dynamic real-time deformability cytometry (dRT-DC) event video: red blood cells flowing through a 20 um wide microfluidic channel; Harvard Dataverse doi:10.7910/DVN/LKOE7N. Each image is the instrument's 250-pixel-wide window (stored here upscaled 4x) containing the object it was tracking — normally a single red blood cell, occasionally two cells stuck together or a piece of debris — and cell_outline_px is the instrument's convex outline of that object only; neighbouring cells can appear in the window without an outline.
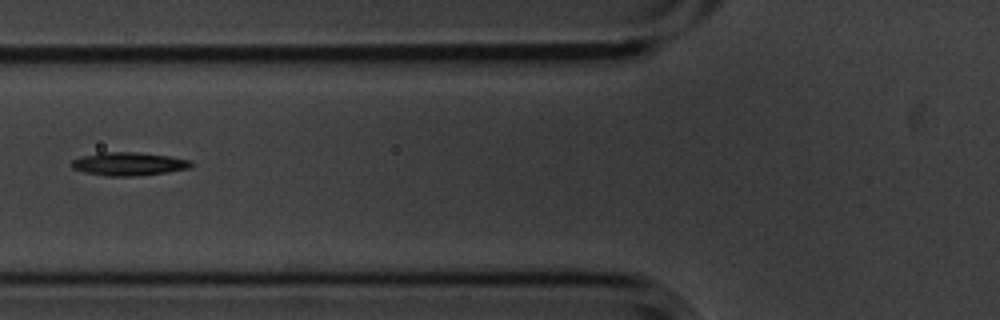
{"species": "common noctule bat (a hibernating species)", "species_latin": "Nyctalus noctula", "temperature_condition": "cold", "stored_images_in_passage": 2, "camera_frame_rate_fps": 3000, "um_per_image_px": 0.085, "animal": {"sex": "male", "body_mass_g": 20.1, "forearm_length_mm": 53.5}, "frame": {"image": 1, "passage_image": 2, "time_ms": 0.333, "image_size_px": [1000, 320], "cell_outline_px": [[196, 164], [188, 168], [168, 172], [132, 176], [108, 176], [84, 172], [72, 168], [72, 160], [96, 152], [140, 152], [168, 156], [188, 160]], "centroid_in_image_um": [10.94, 13.92], "position_along_channel_um": 114.9, "area_um2": 16.13}}